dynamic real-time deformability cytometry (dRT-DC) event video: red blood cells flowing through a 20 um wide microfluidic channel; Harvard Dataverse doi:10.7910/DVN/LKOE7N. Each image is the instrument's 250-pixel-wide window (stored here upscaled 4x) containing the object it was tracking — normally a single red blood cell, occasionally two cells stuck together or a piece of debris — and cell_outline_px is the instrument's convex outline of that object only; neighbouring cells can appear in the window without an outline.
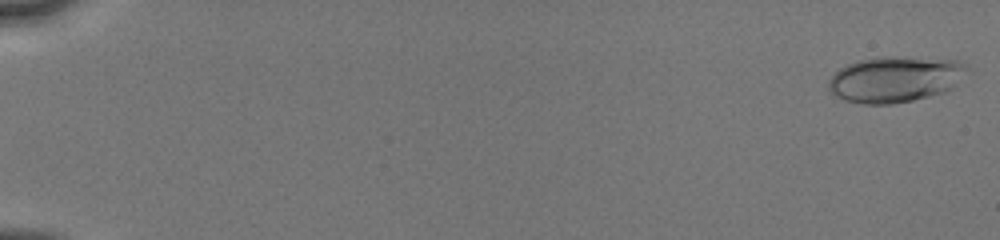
{"species": "human", "species_latin": "Homo sapiens", "temperature_condition": "cold", "stored_images_in_passage": 31, "camera_frame_rate_fps": 3000, "um_per_image_px": 0.085, "donor": {"sex": "male"}, "frame": {"image": 1, "passage_image": 1, "time_ms": 0.0, "image_size_px": [1000, 240], "cell_outline_px": [[972, 72], [952, 88], [944, 92], [912, 100], [892, 104], [864, 104], [844, 100], [828, 92], [828, 80], [840, 68], [856, 60], [876, 56], [896, 56], [956, 60], [968, 64]], "centroid_in_image_um": [76.13, 6.72], "position_along_channel_um": 8.9, "area_um2": 37.8}}
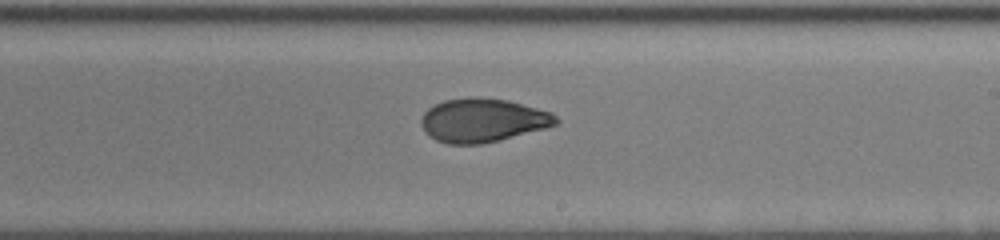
{"frame": {"image": 2, "passage_image": 18, "time_ms": 10.667, "image_size_px": [1000, 240], "cell_outline_px": [[560, 120], [556, 124], [544, 128], [500, 140], [480, 144], [448, 144], [436, 140], [428, 136], [424, 132], [420, 124], [420, 120], [424, 112], [428, 108], [444, 100], [468, 96], [476, 96], [508, 100], [552, 112]], "centroid_in_image_um": [40.99, 10.21], "position_along_channel_um": 248.0, "area_um2": 34.56}}
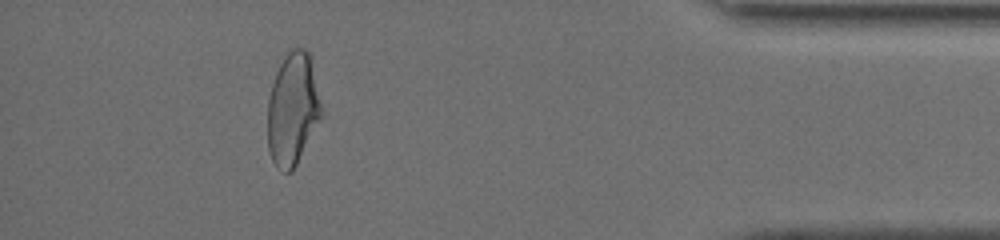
{"frame": {"image": 3, "passage_image": 29, "time_ms": 15.667, "image_size_px": [1000, 240], "cell_outline_px": [[324, 112], [292, 172], [284, 172], [276, 168], [268, 152], [268, 100], [272, 84], [276, 72], [284, 56], [292, 48], [304, 48], [308, 52]], "centroid_in_image_um": [24.87, 9.3], "position_along_channel_um": 410.3, "area_um2": 35.14}, "authors_computed_cell_mechanics": {"area_um2": 34.5644, "velocity_mm_per_s": 4.0566, "shape_relaxation_time_tau1_ms": 7.4738, "shape_relaxation_time_tau2_ms": 1.0085, "deformation_change_tau1": 0.1865, "deformation_change_tau2": 0.0501}}